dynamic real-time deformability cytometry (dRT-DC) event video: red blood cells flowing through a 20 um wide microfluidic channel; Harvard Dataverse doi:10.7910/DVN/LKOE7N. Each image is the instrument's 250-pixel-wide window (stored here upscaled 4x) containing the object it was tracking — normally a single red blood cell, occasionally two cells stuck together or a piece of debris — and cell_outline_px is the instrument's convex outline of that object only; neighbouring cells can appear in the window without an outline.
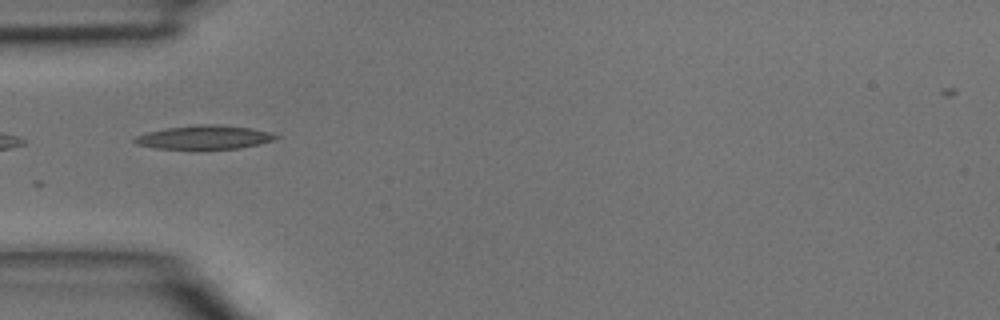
{"species": "common noctule bat (a hibernating species)", "species_latin": "Nyctalus noctula", "temperature_condition": "room temperature", "stored_images_in_passage": 2, "camera_frame_rate_fps": 3000, "um_per_image_px": 0.085, "animal": {"sex": "male", "body_mass_g": 15.6}, "frame": {"image": 1, "passage_image": 2, "time_ms": 0.333, "image_size_px": [1000, 320], "cell_outline_px": [[280, 136], [276, 140], [240, 148], [156, 148], [136, 144], [132, 140], [136, 136], [148, 132], [164, 128], [196, 124], [216, 124], [252, 128], [268, 132]], "centroid_in_image_um": [17.38, 11.65], "position_along_channel_um": 67.6, "area_um2": 19.36}}